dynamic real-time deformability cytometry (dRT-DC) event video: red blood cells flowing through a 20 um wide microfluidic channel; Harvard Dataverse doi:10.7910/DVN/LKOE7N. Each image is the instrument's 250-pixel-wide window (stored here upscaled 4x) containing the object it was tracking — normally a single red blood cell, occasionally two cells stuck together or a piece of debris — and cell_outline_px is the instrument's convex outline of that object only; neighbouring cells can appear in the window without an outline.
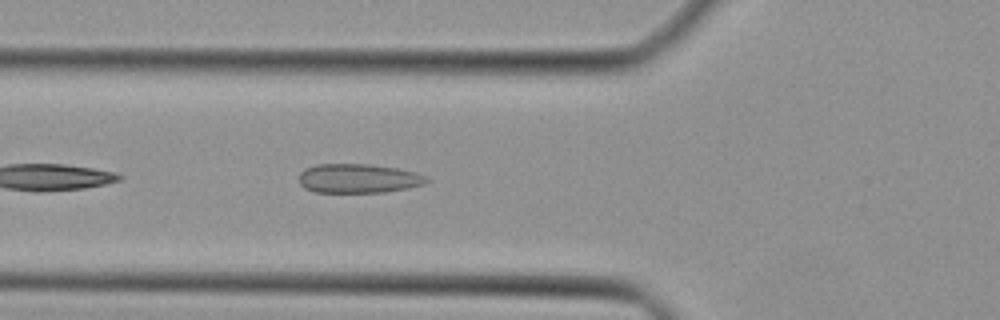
{"species": "Egyptian fruit bat (a non-hibernating species)", "species_latin": "Rousettus aegyptiacus", "temperature_condition": "cold", "stored_images_in_passage": 34, "camera_frame_rate_fps": 3000, "um_per_image_px": 0.085, "animal": {"sex": "female"}, "frame": {"image": 1, "passage_image": 11, "time_ms": 3.333, "image_size_px": [1000, 320], "cell_outline_px": [[432, 180], [424, 184], [408, 188], [384, 192], [316, 192], [304, 188], [300, 184], [300, 172], [304, 168], [316, 164], [368, 164], [396, 168], [416, 172], [428, 176]], "centroid_in_image_um": [30.49, 15.16], "position_along_channel_um": 95.3, "area_um2": 21.85}}
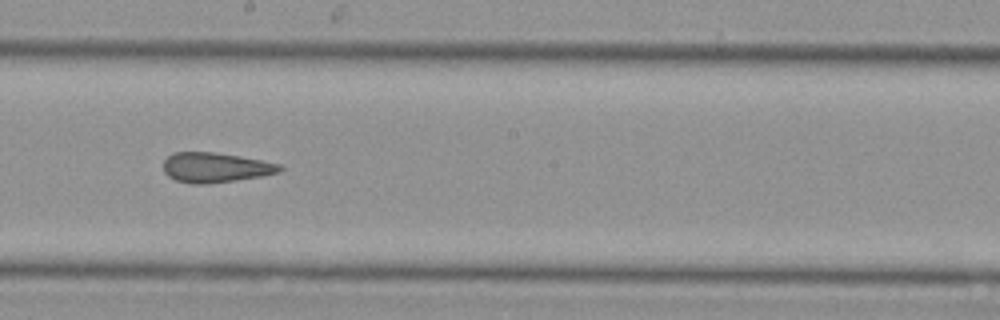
{"frame": {"image": 2, "passage_image": 20, "time_ms": 6.333, "image_size_px": [1000, 320], "cell_outline_px": [[284, 168], [280, 172], [264, 176], [208, 184], [192, 184], [176, 180], [168, 176], [164, 172], [164, 160], [172, 152], [216, 152], [240, 156], [280, 164]], "centroid_in_image_um": [18.32, 14.24], "position_along_channel_um": 229.9, "area_um2": 20.4}}
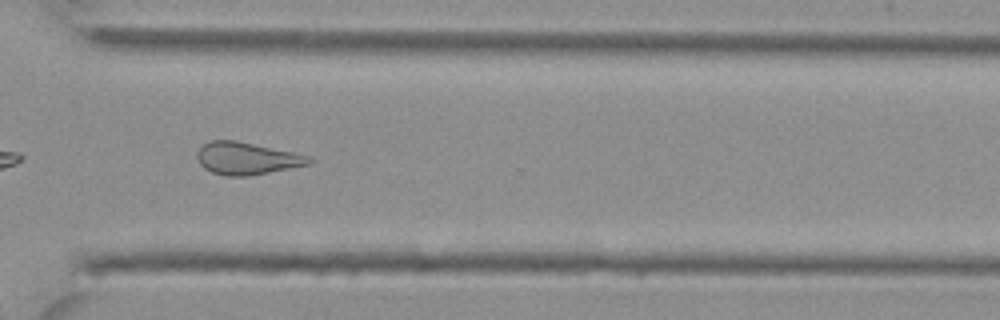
{"frame": {"image": 3, "passage_image": 28, "time_ms": 9.0, "image_size_px": [1000, 320], "cell_outline_px": [[316, 160], [308, 164], [248, 176], [224, 176], [212, 172], [204, 168], [200, 164], [196, 156], [196, 152], [204, 144], [212, 140], [236, 140], [292, 152], [308, 156]], "centroid_in_image_um": [20.93, 13.46], "position_along_channel_um": 349.7, "area_um2": 20.87}}